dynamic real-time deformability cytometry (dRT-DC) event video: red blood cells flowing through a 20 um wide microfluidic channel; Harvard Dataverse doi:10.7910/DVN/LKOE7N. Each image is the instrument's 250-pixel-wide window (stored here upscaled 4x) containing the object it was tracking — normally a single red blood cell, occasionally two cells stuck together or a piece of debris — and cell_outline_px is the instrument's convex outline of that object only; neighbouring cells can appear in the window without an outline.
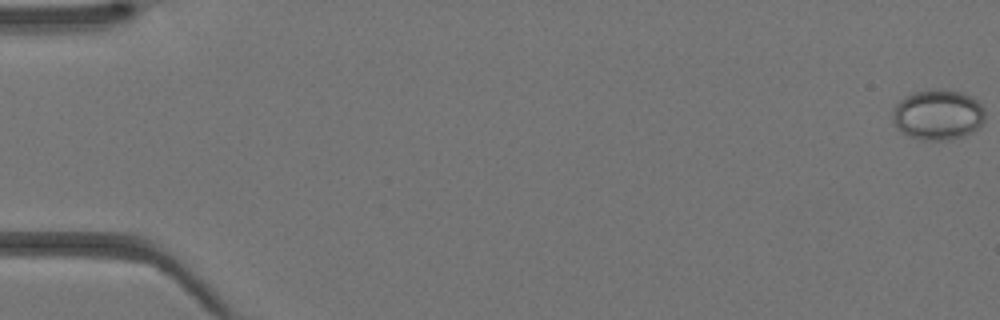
{"species": "Egyptian fruit bat (a non-hibernating species)", "species_latin": "Rousettus aegyptiacus", "temperature_condition": "warm", "stored_images_in_passage": 43, "camera_frame_rate_fps": 3000, "um_per_image_px": 0.085, "animal": {"sex": "female"}, "frame": {"image": 1, "passage_image": 1, "time_ms": 0.0, "image_size_px": [1000, 320], "cell_outline_px": [[984, 120], [972, 132], [964, 136], [952, 140], [920, 140], [908, 136], [900, 132], [892, 120], [892, 108], [904, 96], [912, 92], [932, 88], [964, 92], [972, 96], [984, 108]], "centroid_in_image_um": [79.69, 9.74], "position_along_channel_um": 5.3, "area_um2": 27.63}}
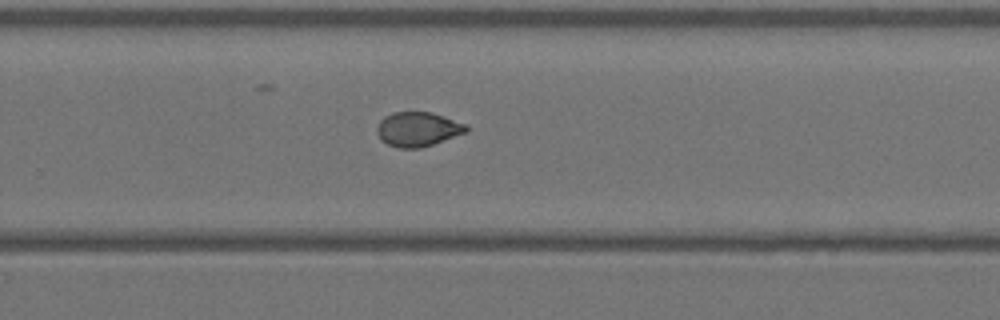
{"frame": {"image": 2, "passage_image": 29, "time_ms": 9.333, "image_size_px": [1000, 320], "cell_outline_px": [[468, 132], [420, 148], [396, 148], [380, 140], [376, 132], [376, 128], [380, 120], [384, 116], [392, 112], [432, 112], [468, 124]], "centroid_in_image_um": [35.51, 10.98], "position_along_channel_um": 294.3, "area_um2": 18.15}}
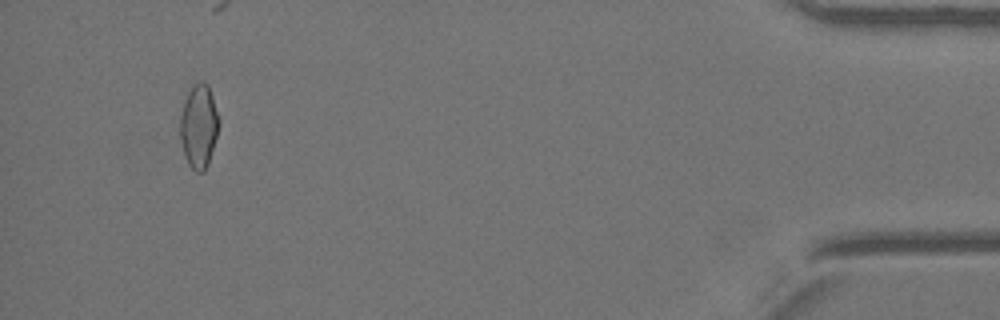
{"frame": {"image": 3, "passage_image": 41, "time_ms": 13.333, "image_size_px": [1000, 320], "cell_outline_px": [[220, 120], [216, 136], [208, 164], [204, 172], [196, 172], [188, 164], [184, 156], [180, 140], [180, 116], [184, 100], [188, 92], [196, 84], [208, 84]], "centroid_in_image_um": [16.88, 10.78], "position_along_channel_um": 418.3, "area_um2": 18.67}}